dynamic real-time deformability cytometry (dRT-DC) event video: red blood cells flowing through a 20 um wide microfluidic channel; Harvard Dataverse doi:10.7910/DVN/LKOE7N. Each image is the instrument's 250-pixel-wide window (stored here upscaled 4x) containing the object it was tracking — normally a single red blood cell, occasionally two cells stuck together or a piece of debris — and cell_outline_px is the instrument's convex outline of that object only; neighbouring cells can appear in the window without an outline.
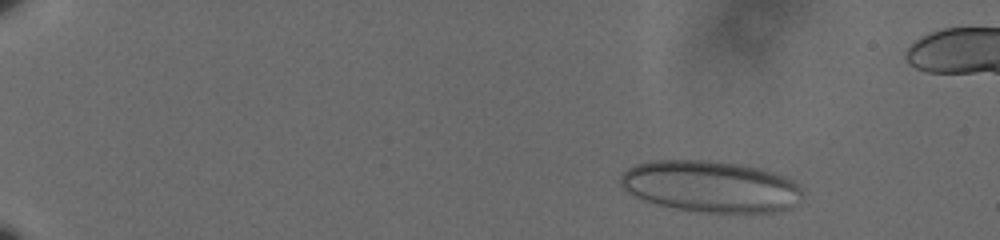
{"species": "human", "species_latin": "Homo sapiens", "temperature_condition": "cold", "stored_images_in_passage": 55, "camera_frame_rate_fps": 3000, "um_per_image_px": 0.085, "donor": {"sex": "male"}, "frame": {"image": 1, "passage_image": 4, "time_ms": 1.0, "image_size_px": [1000, 240], "cell_outline_px": [[800, 192], [788, 208], [780, 212], [704, 212], [676, 208], [660, 204], [636, 196], [628, 192], [620, 184], [620, 176], [628, 168], [636, 164], [656, 160], [708, 160], [740, 164], [760, 168], [784, 176], [792, 180], [800, 188]], "centroid_in_image_um": [60.36, 15.83], "position_along_channel_um": 24.6, "area_um2": 53.7}}
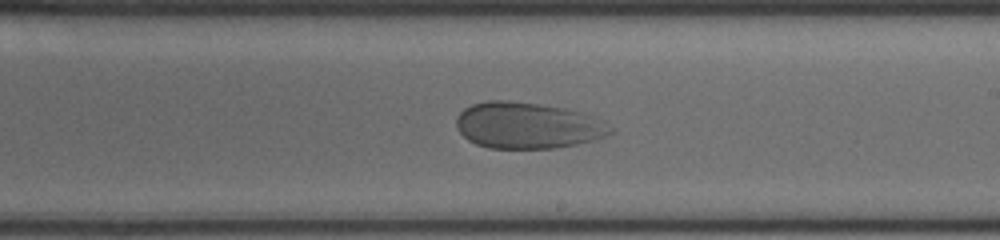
{"frame": {"image": 2, "passage_image": 34, "time_ms": 11.0, "image_size_px": [1000, 240], "cell_outline_px": [[612, 132], [604, 136], [592, 140], [576, 144], [556, 148], [488, 148], [476, 144], [468, 140], [456, 128], [456, 116], [464, 108], [472, 104], [488, 100], [504, 100], [536, 104], [564, 108], [580, 112], [592, 116], [612, 128]], "centroid_in_image_um": [44.77, 10.67], "position_along_channel_um": 244.2, "area_um2": 41.21}}
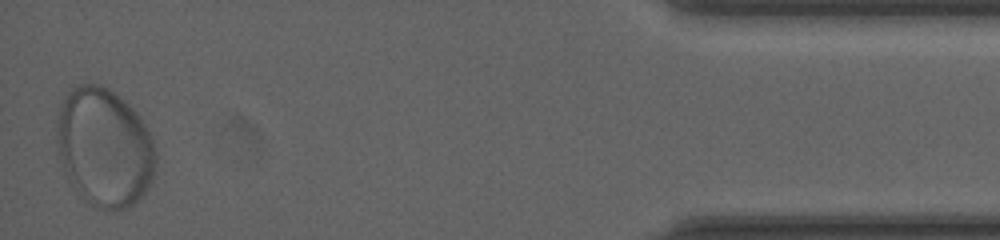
{"frame": {"image": 3, "passage_image": 55, "time_ms": 18.0, "image_size_px": [1000, 240], "cell_outline_px": [[156, 164], [152, 180], [144, 192], [128, 208], [116, 212], [104, 212], [92, 208], [80, 196], [68, 180], [60, 156], [56, 140], [56, 112], [60, 104], [68, 92], [72, 88], [80, 84], [100, 84], [108, 88], [124, 100], [136, 112], [152, 136], [156, 148]], "centroid_in_image_um": [8.86, 12.56], "position_along_channel_um": 426.3, "area_um2": 69.48}}